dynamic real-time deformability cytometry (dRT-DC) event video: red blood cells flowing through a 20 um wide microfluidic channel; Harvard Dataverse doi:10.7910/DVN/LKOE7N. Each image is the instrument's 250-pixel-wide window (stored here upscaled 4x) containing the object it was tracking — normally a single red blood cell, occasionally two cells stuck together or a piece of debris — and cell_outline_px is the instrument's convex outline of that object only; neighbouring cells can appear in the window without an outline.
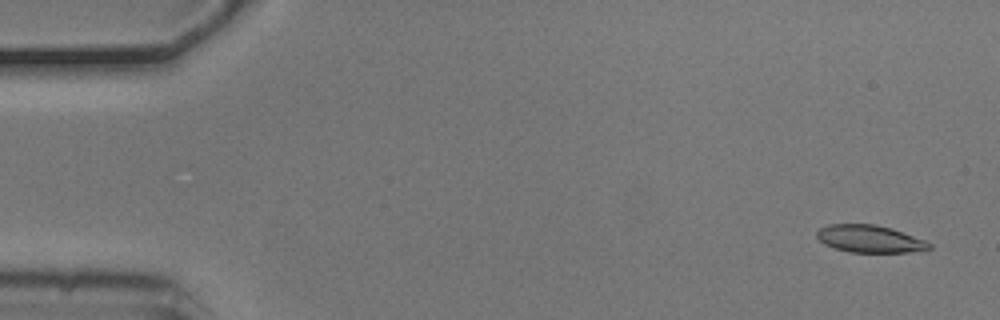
{"species": "common noctule bat (a hibernating species)", "species_latin": "Nyctalus noctula", "temperature_condition": "cold", "stored_images_in_passage": 5, "camera_frame_rate_fps": 3000, "um_per_image_px": 0.085, "animal": {"sex": "male", "body_mass_g": 20.5, "forearm_length_mm": 52.5}, "frame": {"image": 1, "passage_image": 1, "time_ms": 0.0, "image_size_px": [1000, 320], "cell_outline_px": [[932, 248], [908, 252], [848, 252], [824, 244], [816, 236], [816, 232], [820, 228], [828, 224], [876, 224], [892, 228], [924, 240], [932, 244]], "centroid_in_image_um": [73.91, 20.29], "position_along_channel_um": 11.1, "area_um2": 17.86}}
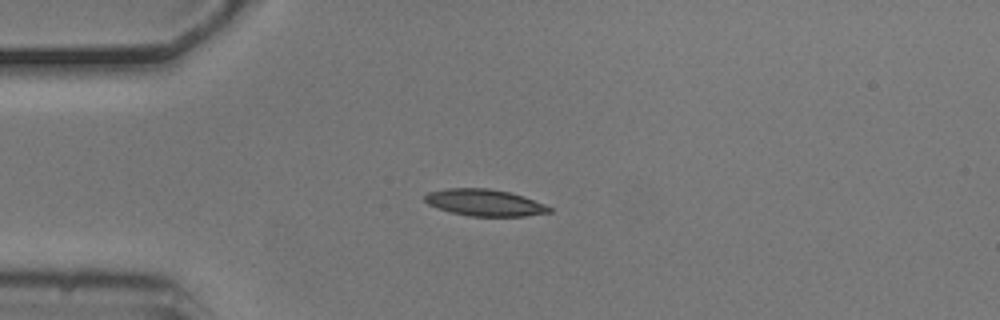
{"frame": {"image": 2, "passage_image": 4, "time_ms": 1.0, "image_size_px": [1000, 320], "cell_outline_px": [[552, 212], [524, 216], [468, 216], [436, 208], [428, 204], [424, 200], [424, 196], [428, 192], [448, 188], [488, 188], [508, 192], [524, 196], [544, 204], [552, 208]], "centroid_in_image_um": [41.18, 17.22], "position_along_channel_um": 43.8, "area_um2": 19.36}}